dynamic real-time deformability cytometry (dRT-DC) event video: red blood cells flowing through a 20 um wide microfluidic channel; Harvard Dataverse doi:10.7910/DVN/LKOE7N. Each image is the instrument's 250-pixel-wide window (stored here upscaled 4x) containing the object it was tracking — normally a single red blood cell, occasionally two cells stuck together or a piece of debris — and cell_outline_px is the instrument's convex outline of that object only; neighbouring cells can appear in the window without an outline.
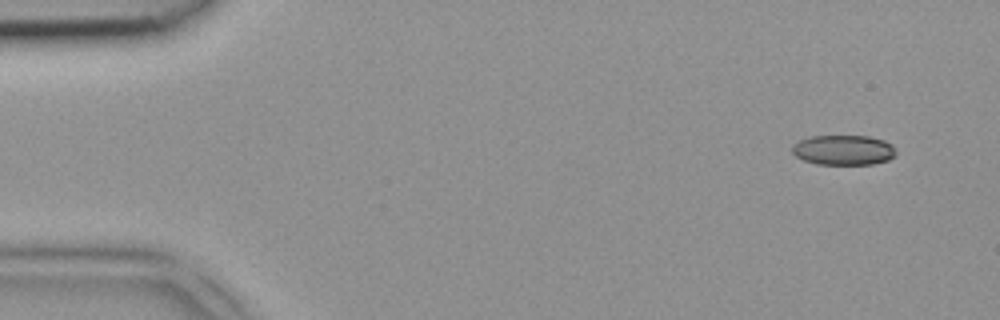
{"species": "common noctule bat (a hibernating species)", "species_latin": "Nyctalus noctula", "temperature_condition": "room temperature", "stored_images_in_passage": 3, "camera_frame_rate_fps": 3000, "um_per_image_px": 0.085, "animal": {"sex": "female", "body_mass_g": 18.4}, "frame": {"image": 1, "passage_image": 1, "time_ms": 0.0, "image_size_px": [1000, 320], "cell_outline_px": [[896, 156], [888, 160], [872, 164], [816, 164], [804, 160], [796, 156], [792, 152], [792, 148], [800, 140], [812, 136], [868, 136], [884, 140], [892, 144], [896, 148]], "centroid_in_image_um": [71.75, 12.75], "position_along_channel_um": 13.3, "area_um2": 18.15}}
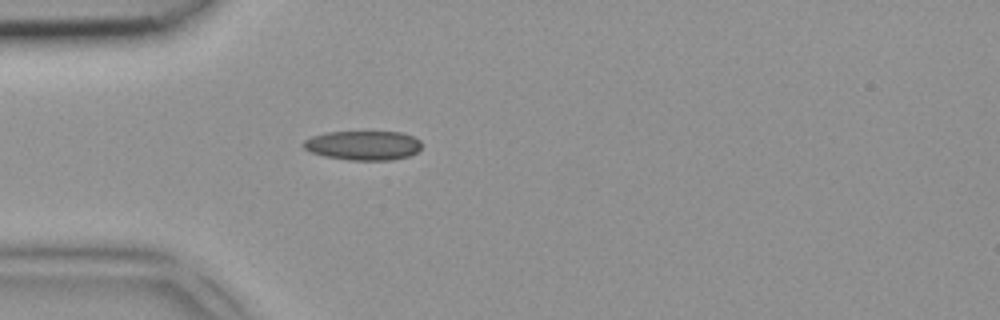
{"frame": {"image": 2, "passage_image": 3, "time_ms": 0.667, "image_size_px": [1000, 320], "cell_outline_px": [[420, 148], [416, 152], [408, 156], [392, 160], [348, 160], [324, 156], [312, 152], [304, 148], [300, 144], [304, 140], [312, 136], [328, 132], [400, 132], [412, 136], [420, 140]], "centroid_in_image_um": [30.84, 12.36], "position_along_channel_um": 54.2, "area_um2": 20.17}}